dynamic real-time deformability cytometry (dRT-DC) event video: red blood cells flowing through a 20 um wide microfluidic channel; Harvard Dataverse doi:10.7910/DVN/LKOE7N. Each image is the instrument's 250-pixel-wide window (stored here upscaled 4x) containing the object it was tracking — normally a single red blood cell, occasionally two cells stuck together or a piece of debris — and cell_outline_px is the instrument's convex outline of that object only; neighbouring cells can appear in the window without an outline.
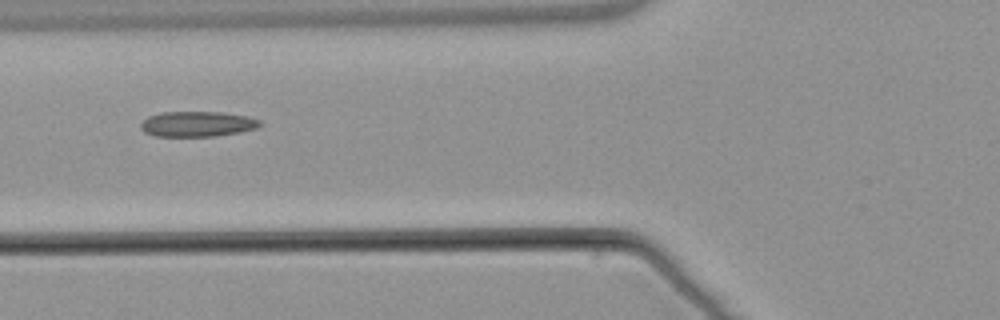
{"species": "common noctule bat (a hibernating species)", "species_latin": "Nyctalus noctula", "temperature_condition": "warm", "stored_images_in_passage": 3, "camera_frame_rate_fps": 3000, "um_per_image_px": 0.085, "animal": {"sex": "male", "body_mass_g": 21.5, "forearm_length_mm": 52.0}, "frame": {"image": 1, "passage_image": 3, "time_ms": 2.333, "image_size_px": [1000, 320], "cell_outline_px": [[260, 124], [256, 128], [240, 132], [212, 136], [156, 136], [144, 132], [140, 128], [140, 124], [148, 116], [160, 112], [224, 112], [248, 116], [260, 120]], "centroid_in_image_um": [16.75, 10.53], "position_along_channel_um": 109.1, "area_um2": 17.57}}